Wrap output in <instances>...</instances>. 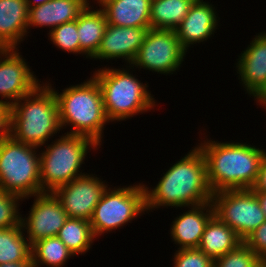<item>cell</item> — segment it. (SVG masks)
I'll return each mask as SVG.
<instances>
[{"instance_id": "5bb4252c", "label": "cell", "mask_w": 266, "mask_h": 267, "mask_svg": "<svg viewBox=\"0 0 266 267\" xmlns=\"http://www.w3.org/2000/svg\"><path fill=\"white\" fill-rule=\"evenodd\" d=\"M151 28L121 27L107 24L94 60L123 59L131 65Z\"/></svg>"}, {"instance_id": "836d02e7", "label": "cell", "mask_w": 266, "mask_h": 267, "mask_svg": "<svg viewBox=\"0 0 266 267\" xmlns=\"http://www.w3.org/2000/svg\"><path fill=\"white\" fill-rule=\"evenodd\" d=\"M257 103L266 109V84L262 89L254 96Z\"/></svg>"}, {"instance_id": "603a6c76", "label": "cell", "mask_w": 266, "mask_h": 267, "mask_svg": "<svg viewBox=\"0 0 266 267\" xmlns=\"http://www.w3.org/2000/svg\"><path fill=\"white\" fill-rule=\"evenodd\" d=\"M194 2L195 0H152L150 28L175 30Z\"/></svg>"}, {"instance_id": "ffe728a7", "label": "cell", "mask_w": 266, "mask_h": 267, "mask_svg": "<svg viewBox=\"0 0 266 267\" xmlns=\"http://www.w3.org/2000/svg\"><path fill=\"white\" fill-rule=\"evenodd\" d=\"M25 0H0V48H18L27 35Z\"/></svg>"}, {"instance_id": "ba28073f", "label": "cell", "mask_w": 266, "mask_h": 267, "mask_svg": "<svg viewBox=\"0 0 266 267\" xmlns=\"http://www.w3.org/2000/svg\"><path fill=\"white\" fill-rule=\"evenodd\" d=\"M146 211L143 183L129 186L108 187L95 206L90 224L95 238L122 228ZM143 213V214H142Z\"/></svg>"}, {"instance_id": "f1b7e54d", "label": "cell", "mask_w": 266, "mask_h": 267, "mask_svg": "<svg viewBox=\"0 0 266 267\" xmlns=\"http://www.w3.org/2000/svg\"><path fill=\"white\" fill-rule=\"evenodd\" d=\"M20 200L24 201L21 197L0 188V229L21 224Z\"/></svg>"}, {"instance_id": "8fae6325", "label": "cell", "mask_w": 266, "mask_h": 267, "mask_svg": "<svg viewBox=\"0 0 266 267\" xmlns=\"http://www.w3.org/2000/svg\"><path fill=\"white\" fill-rule=\"evenodd\" d=\"M94 175L85 173L52 192L68 217L88 221L92 218L95 206L109 186L105 180Z\"/></svg>"}, {"instance_id": "8d00e7d4", "label": "cell", "mask_w": 266, "mask_h": 267, "mask_svg": "<svg viewBox=\"0 0 266 267\" xmlns=\"http://www.w3.org/2000/svg\"><path fill=\"white\" fill-rule=\"evenodd\" d=\"M48 1L50 0H25V2L27 3L28 9L40 6Z\"/></svg>"}, {"instance_id": "4dcf8cb0", "label": "cell", "mask_w": 266, "mask_h": 267, "mask_svg": "<svg viewBox=\"0 0 266 267\" xmlns=\"http://www.w3.org/2000/svg\"><path fill=\"white\" fill-rule=\"evenodd\" d=\"M243 242L262 262H266V221L249 234Z\"/></svg>"}, {"instance_id": "2e32d148", "label": "cell", "mask_w": 266, "mask_h": 267, "mask_svg": "<svg viewBox=\"0 0 266 267\" xmlns=\"http://www.w3.org/2000/svg\"><path fill=\"white\" fill-rule=\"evenodd\" d=\"M242 52L236 62L238 79L245 94L254 97L266 84V32L256 34Z\"/></svg>"}, {"instance_id": "74e56055", "label": "cell", "mask_w": 266, "mask_h": 267, "mask_svg": "<svg viewBox=\"0 0 266 267\" xmlns=\"http://www.w3.org/2000/svg\"><path fill=\"white\" fill-rule=\"evenodd\" d=\"M258 267H266V262H262Z\"/></svg>"}, {"instance_id": "e0dca14e", "label": "cell", "mask_w": 266, "mask_h": 267, "mask_svg": "<svg viewBox=\"0 0 266 267\" xmlns=\"http://www.w3.org/2000/svg\"><path fill=\"white\" fill-rule=\"evenodd\" d=\"M190 208V209H189ZM214 215L212 202L188 207V211L174 218L170 237L179 248H198L206 224Z\"/></svg>"}, {"instance_id": "7c38bea8", "label": "cell", "mask_w": 266, "mask_h": 267, "mask_svg": "<svg viewBox=\"0 0 266 267\" xmlns=\"http://www.w3.org/2000/svg\"><path fill=\"white\" fill-rule=\"evenodd\" d=\"M18 48L0 50V104L12 106L41 84ZM6 100V101H5Z\"/></svg>"}, {"instance_id": "9a60e30c", "label": "cell", "mask_w": 266, "mask_h": 267, "mask_svg": "<svg viewBox=\"0 0 266 267\" xmlns=\"http://www.w3.org/2000/svg\"><path fill=\"white\" fill-rule=\"evenodd\" d=\"M208 1L195 0L187 16L175 29L180 45L187 51L191 45L207 41L219 29L220 17ZM217 15V16H216Z\"/></svg>"}, {"instance_id": "52a82bcc", "label": "cell", "mask_w": 266, "mask_h": 267, "mask_svg": "<svg viewBox=\"0 0 266 267\" xmlns=\"http://www.w3.org/2000/svg\"><path fill=\"white\" fill-rule=\"evenodd\" d=\"M40 149L16 141L12 136L0 142V188L23 200L41 194ZM38 152V153H37Z\"/></svg>"}, {"instance_id": "277c9868", "label": "cell", "mask_w": 266, "mask_h": 267, "mask_svg": "<svg viewBox=\"0 0 266 267\" xmlns=\"http://www.w3.org/2000/svg\"><path fill=\"white\" fill-rule=\"evenodd\" d=\"M42 83L11 106V136L39 148L62 129L56 96L46 82Z\"/></svg>"}, {"instance_id": "cb8c5ba5", "label": "cell", "mask_w": 266, "mask_h": 267, "mask_svg": "<svg viewBox=\"0 0 266 267\" xmlns=\"http://www.w3.org/2000/svg\"><path fill=\"white\" fill-rule=\"evenodd\" d=\"M57 237L78 256L84 254L91 248L95 236L92 232L90 221L80 218L68 217L59 230Z\"/></svg>"}, {"instance_id": "f546056e", "label": "cell", "mask_w": 266, "mask_h": 267, "mask_svg": "<svg viewBox=\"0 0 266 267\" xmlns=\"http://www.w3.org/2000/svg\"><path fill=\"white\" fill-rule=\"evenodd\" d=\"M173 257V267H214V260L199 248L178 249Z\"/></svg>"}, {"instance_id": "d6a6232c", "label": "cell", "mask_w": 266, "mask_h": 267, "mask_svg": "<svg viewBox=\"0 0 266 267\" xmlns=\"http://www.w3.org/2000/svg\"><path fill=\"white\" fill-rule=\"evenodd\" d=\"M251 190L253 192L266 193V152L261 159L257 178L254 185L251 187Z\"/></svg>"}, {"instance_id": "ac0fdd59", "label": "cell", "mask_w": 266, "mask_h": 267, "mask_svg": "<svg viewBox=\"0 0 266 267\" xmlns=\"http://www.w3.org/2000/svg\"><path fill=\"white\" fill-rule=\"evenodd\" d=\"M89 3V0H50L30 8L27 34L31 27H48L51 31L56 26L75 21Z\"/></svg>"}, {"instance_id": "7a4b0ae2", "label": "cell", "mask_w": 266, "mask_h": 267, "mask_svg": "<svg viewBox=\"0 0 266 267\" xmlns=\"http://www.w3.org/2000/svg\"><path fill=\"white\" fill-rule=\"evenodd\" d=\"M198 144L206 161L207 181L212 193L251 189L266 150L245 142L221 143L211 138Z\"/></svg>"}, {"instance_id": "d590c367", "label": "cell", "mask_w": 266, "mask_h": 267, "mask_svg": "<svg viewBox=\"0 0 266 267\" xmlns=\"http://www.w3.org/2000/svg\"><path fill=\"white\" fill-rule=\"evenodd\" d=\"M254 193H255L257 199L259 200L261 209L264 212L265 217H266V193H264V192H254Z\"/></svg>"}, {"instance_id": "d6986e66", "label": "cell", "mask_w": 266, "mask_h": 267, "mask_svg": "<svg viewBox=\"0 0 266 267\" xmlns=\"http://www.w3.org/2000/svg\"><path fill=\"white\" fill-rule=\"evenodd\" d=\"M103 10L107 24L121 27L150 28L152 0H92Z\"/></svg>"}, {"instance_id": "e575fe53", "label": "cell", "mask_w": 266, "mask_h": 267, "mask_svg": "<svg viewBox=\"0 0 266 267\" xmlns=\"http://www.w3.org/2000/svg\"><path fill=\"white\" fill-rule=\"evenodd\" d=\"M0 267H33L32 261H19L0 264Z\"/></svg>"}, {"instance_id": "d4e9b609", "label": "cell", "mask_w": 266, "mask_h": 267, "mask_svg": "<svg viewBox=\"0 0 266 267\" xmlns=\"http://www.w3.org/2000/svg\"><path fill=\"white\" fill-rule=\"evenodd\" d=\"M24 236L21 224L0 229V264L32 261L31 244Z\"/></svg>"}, {"instance_id": "44dd1931", "label": "cell", "mask_w": 266, "mask_h": 267, "mask_svg": "<svg viewBox=\"0 0 266 267\" xmlns=\"http://www.w3.org/2000/svg\"><path fill=\"white\" fill-rule=\"evenodd\" d=\"M93 8L89 3L77 18L80 54L88 59L97 53L107 26L103 10L97 6L96 10Z\"/></svg>"}, {"instance_id": "30bf717a", "label": "cell", "mask_w": 266, "mask_h": 267, "mask_svg": "<svg viewBox=\"0 0 266 267\" xmlns=\"http://www.w3.org/2000/svg\"><path fill=\"white\" fill-rule=\"evenodd\" d=\"M187 52L180 45L176 30L148 29L130 66L167 76L180 69Z\"/></svg>"}, {"instance_id": "5b68a950", "label": "cell", "mask_w": 266, "mask_h": 267, "mask_svg": "<svg viewBox=\"0 0 266 267\" xmlns=\"http://www.w3.org/2000/svg\"><path fill=\"white\" fill-rule=\"evenodd\" d=\"M106 67L95 70L92 75L101 88L105 113L110 122L131 119L157 106L148 90V83L143 84L137 75L134 76L130 65L121 69Z\"/></svg>"}, {"instance_id": "1f68e13d", "label": "cell", "mask_w": 266, "mask_h": 267, "mask_svg": "<svg viewBox=\"0 0 266 267\" xmlns=\"http://www.w3.org/2000/svg\"><path fill=\"white\" fill-rule=\"evenodd\" d=\"M11 137V106L0 104V142Z\"/></svg>"}, {"instance_id": "6da1fadb", "label": "cell", "mask_w": 266, "mask_h": 267, "mask_svg": "<svg viewBox=\"0 0 266 267\" xmlns=\"http://www.w3.org/2000/svg\"><path fill=\"white\" fill-rule=\"evenodd\" d=\"M172 165L151 189L144 184L146 211L160 207L186 208L211 202L206 161L198 146Z\"/></svg>"}, {"instance_id": "8992f818", "label": "cell", "mask_w": 266, "mask_h": 267, "mask_svg": "<svg viewBox=\"0 0 266 267\" xmlns=\"http://www.w3.org/2000/svg\"><path fill=\"white\" fill-rule=\"evenodd\" d=\"M47 145V147H46ZM40 153V183L42 193L53 192L56 188L68 184L84 175L82 164L89 149L98 150L99 145L92 139L71 134L59 135V138L46 144ZM98 147V148H97ZM81 170V172H80Z\"/></svg>"}, {"instance_id": "7402d4cb", "label": "cell", "mask_w": 266, "mask_h": 267, "mask_svg": "<svg viewBox=\"0 0 266 267\" xmlns=\"http://www.w3.org/2000/svg\"><path fill=\"white\" fill-rule=\"evenodd\" d=\"M242 242L232 228L213 215L206 224L198 248L215 260L235 249Z\"/></svg>"}, {"instance_id": "4316f807", "label": "cell", "mask_w": 266, "mask_h": 267, "mask_svg": "<svg viewBox=\"0 0 266 267\" xmlns=\"http://www.w3.org/2000/svg\"><path fill=\"white\" fill-rule=\"evenodd\" d=\"M47 34L56 48L61 49L64 52L80 55L77 19L75 21L56 26Z\"/></svg>"}, {"instance_id": "9c48e42d", "label": "cell", "mask_w": 266, "mask_h": 267, "mask_svg": "<svg viewBox=\"0 0 266 267\" xmlns=\"http://www.w3.org/2000/svg\"><path fill=\"white\" fill-rule=\"evenodd\" d=\"M211 202L214 215L232 228L242 241L266 221L251 189L218 191L212 194Z\"/></svg>"}, {"instance_id": "3957f363", "label": "cell", "mask_w": 266, "mask_h": 267, "mask_svg": "<svg viewBox=\"0 0 266 267\" xmlns=\"http://www.w3.org/2000/svg\"><path fill=\"white\" fill-rule=\"evenodd\" d=\"M46 84L56 96L61 128L71 127L66 134L90 138L101 147L104 126L110 121L106 116L102 91L96 79L91 76L81 84L67 86L60 93L49 81Z\"/></svg>"}, {"instance_id": "484cf974", "label": "cell", "mask_w": 266, "mask_h": 267, "mask_svg": "<svg viewBox=\"0 0 266 267\" xmlns=\"http://www.w3.org/2000/svg\"><path fill=\"white\" fill-rule=\"evenodd\" d=\"M73 256L57 236L38 240L31 245L33 267H63Z\"/></svg>"}, {"instance_id": "4fadbf2b", "label": "cell", "mask_w": 266, "mask_h": 267, "mask_svg": "<svg viewBox=\"0 0 266 267\" xmlns=\"http://www.w3.org/2000/svg\"><path fill=\"white\" fill-rule=\"evenodd\" d=\"M28 216H21V225L32 245L38 240L55 237L68 218L66 211L52 192L32 196Z\"/></svg>"}, {"instance_id": "83f0119b", "label": "cell", "mask_w": 266, "mask_h": 267, "mask_svg": "<svg viewBox=\"0 0 266 267\" xmlns=\"http://www.w3.org/2000/svg\"><path fill=\"white\" fill-rule=\"evenodd\" d=\"M262 261L244 243L214 260V267H258Z\"/></svg>"}]
</instances>
